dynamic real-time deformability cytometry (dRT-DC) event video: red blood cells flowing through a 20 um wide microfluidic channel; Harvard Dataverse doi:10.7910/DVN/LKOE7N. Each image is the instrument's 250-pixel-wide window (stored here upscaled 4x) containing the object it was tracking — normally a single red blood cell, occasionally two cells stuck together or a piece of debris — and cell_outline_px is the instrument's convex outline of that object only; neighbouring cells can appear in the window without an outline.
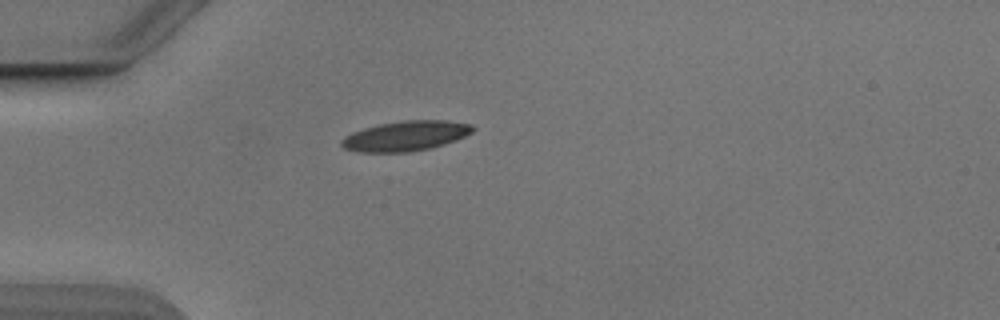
{"species": "Egyptian fruit bat (a non-hibernating species)", "species_latin": "Rousettus aegyptiacus", "temperature_condition": "cold", "stored_images_in_passage": 39, "camera_frame_rate_fps": 3000, "um_per_image_px": 0.085, "animal": {"sex": "male"}, "frame": {"image": 1, "passage_image": 1, "time_ms": 0.0, "image_size_px": [1000, 320], "cell_outline_px": [[476, 128], [472, 132], [456, 140], [444, 144], [428, 148], [408, 152], [360, 152], [344, 148], [340, 144], [340, 140], [344, 136], [352, 132], [364, 128], [380, 124], [404, 120], [448, 120], [472, 124]], "centroid_in_image_um": [34.48, 11.54], "position_along_channel_um": 50.5, "area_um2": 22.95}}
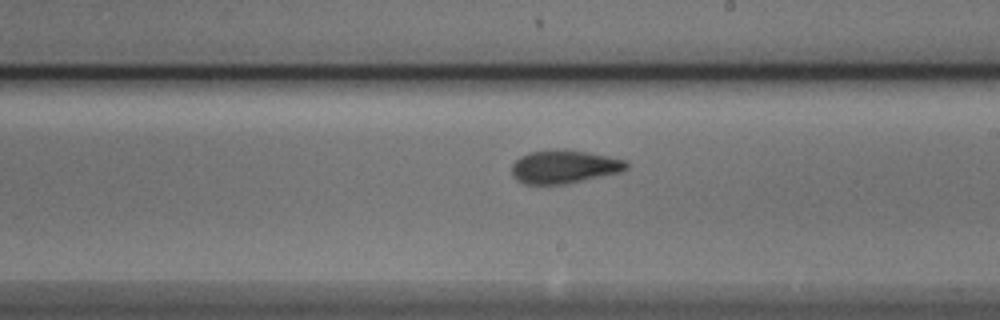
{"frame": {"image": 2, "passage_image": 17, "time_ms": 5.333, "image_size_px": [1000, 320], "cell_outline_px": [[628, 168], [620, 172], [568, 184], [524, 184], [516, 180], [512, 176], [512, 164], [520, 156], [528, 152], [588, 152], [608, 156], [624, 160], [628, 164]], "centroid_in_image_um": [47.94, 14.22], "position_along_channel_um": 241.1, "area_um2": 21.62}}
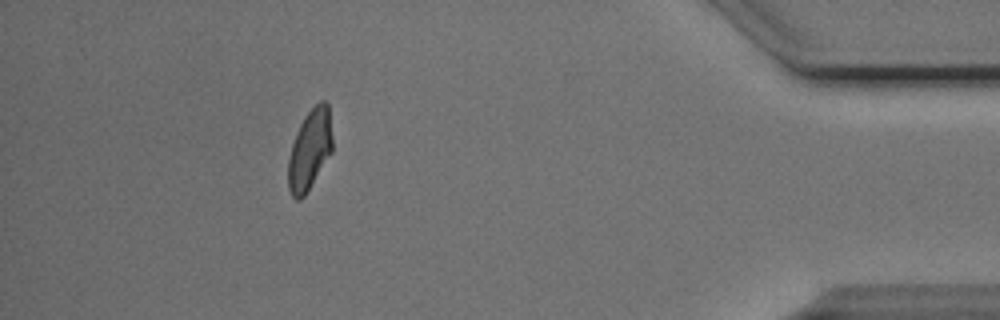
{"frame": {"image": 3, "passage_image": 34, "time_ms": 11.0, "image_size_px": [1000, 320], "cell_outline_px": [[332, 152], [304, 196], [300, 200], [296, 200], [292, 196], [288, 188], [288, 160], [292, 144], [300, 124], [304, 116], [320, 100], [324, 100], [328, 104], [332, 136]], "centroid_in_image_um": [26.33, 12.73], "position_along_channel_um": 408.9, "area_um2": 20.58}, "authors_computed_cell_mechanics": {"area_um2": 21.6172, "velocity_mm_per_s": 3.8631, "shape_relaxation_time_tau1_ms": 5.0043, "shape_relaxation_time_tau2_ms": 1.0884, "deformation_change_tau1": 0.1496, "deformation_change_tau2": 0.0583}}